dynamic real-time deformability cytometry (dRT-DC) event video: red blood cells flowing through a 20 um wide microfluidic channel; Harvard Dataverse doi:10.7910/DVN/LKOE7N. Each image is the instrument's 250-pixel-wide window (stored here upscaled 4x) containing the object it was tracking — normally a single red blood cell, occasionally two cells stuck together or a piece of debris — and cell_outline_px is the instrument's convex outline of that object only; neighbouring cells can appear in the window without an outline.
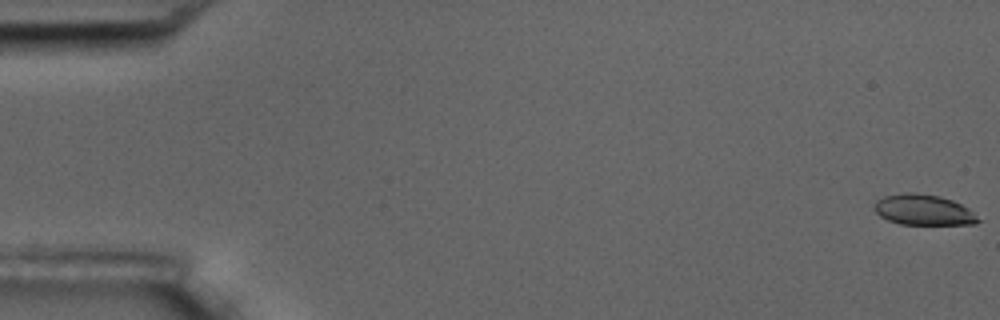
{"species": "common noctule bat (a hibernating species)", "species_latin": "Nyctalus noctula", "temperature_condition": "room temperature", "stored_images_in_passage": 17, "camera_frame_rate_fps": 3000, "um_per_image_px": 0.085, "animal": {"sex": "male", "body_mass_g": 17.5, "forearm_length_mm": 52.3}, "frame": {"image": 1, "passage_image": 1, "time_ms": 0.0, "image_size_px": [1000, 320], "cell_outline_px": [[980, 220], [976, 224], [900, 224], [888, 220], [880, 216], [876, 212], [876, 200], [884, 196], [904, 192], [912, 192], [940, 196], [952, 200], [968, 208]], "centroid_in_image_um": [78.49, 17.83], "position_along_channel_um": 6.5, "area_um2": 18.32}}
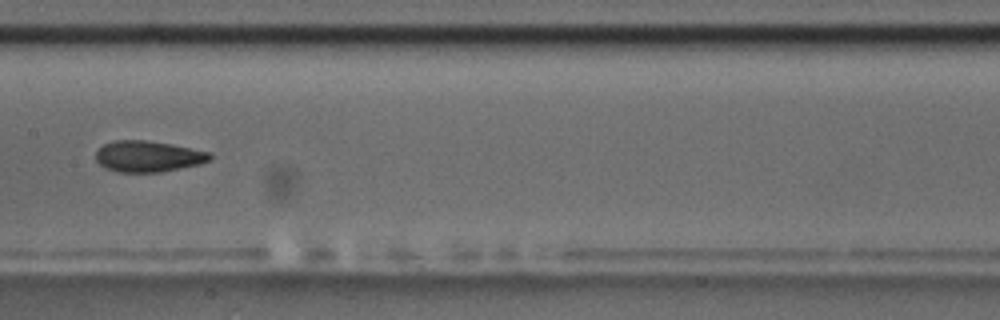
{"frame": {"image": 2, "passage_image": 9, "time_ms": 9.667, "image_size_px": [1000, 320], "cell_outline_px": [[212, 160], [200, 164], [160, 172], [116, 172], [104, 168], [96, 160], [96, 152], [104, 144], [112, 140], [144, 140], [172, 144], [212, 152]], "centroid_in_image_um": [12.61, 13.29], "position_along_channel_um": 194.8, "area_um2": 20.87}}
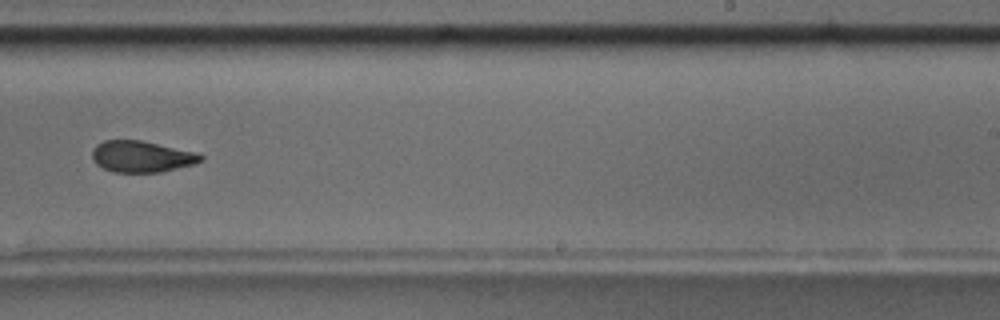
{"frame": {"image": 3, "passage_image": 11, "time_ms": 12.0, "image_size_px": [1000, 320], "cell_outline_px": [[204, 160], [196, 164], [160, 172], [112, 172], [96, 164], [92, 160], [92, 148], [96, 144], [104, 140], [140, 140], [196, 152], [204, 156]], "centroid_in_image_um": [12.03, 13.31], "position_along_channel_um": 277.0, "area_um2": 20.0}, "authors_computed_cell_mechanics": {"area_um2": 20.5768, "velocity_mm_per_s": 3.539, "shape_relaxation_time_tau1_ms": null, "shape_relaxation_time_tau2_ms": 2.2911, "deformation_change_tau1": null, "deformation_change_tau2": 0.0799}}